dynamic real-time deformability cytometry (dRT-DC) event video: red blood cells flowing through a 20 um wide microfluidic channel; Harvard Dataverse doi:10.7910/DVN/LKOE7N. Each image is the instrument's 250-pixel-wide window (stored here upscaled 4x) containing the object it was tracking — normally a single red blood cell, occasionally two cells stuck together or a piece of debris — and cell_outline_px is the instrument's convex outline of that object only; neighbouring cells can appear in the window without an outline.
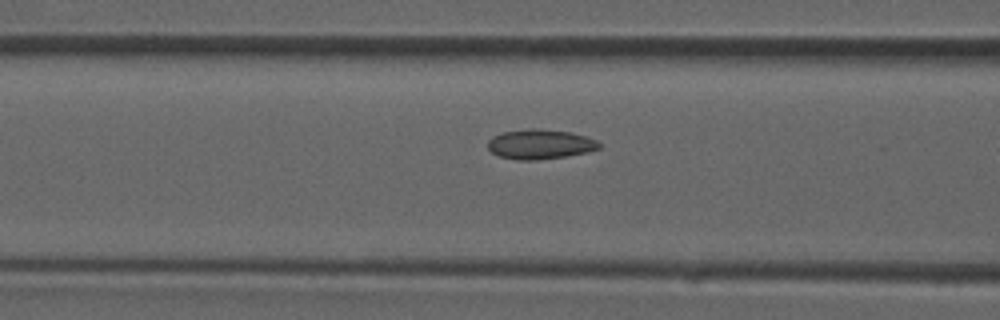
{"species": "common noctule bat (a hibernating species)", "species_latin": "Nyctalus noctula", "temperature_condition": "room temperature", "stored_images_in_passage": 8, "camera_frame_rate_fps": 3000, "um_per_image_px": 0.085, "animal": {"sex": "male", "forearm_length_mm": 52.5}, "frame": {"image": 1, "passage_image": 7, "time_ms": 2.0, "image_size_px": [1000, 320], "cell_outline_px": [[600, 148], [588, 152], [564, 156], [536, 160], [516, 160], [500, 156], [492, 152], [488, 148], [488, 140], [492, 136], [504, 132], [532, 128], [536, 128], [568, 132], [584, 136], [596, 140], [600, 144]], "centroid_in_image_um": [45.88, 12.26], "position_along_channel_um": 120.7, "area_um2": 19.07}}